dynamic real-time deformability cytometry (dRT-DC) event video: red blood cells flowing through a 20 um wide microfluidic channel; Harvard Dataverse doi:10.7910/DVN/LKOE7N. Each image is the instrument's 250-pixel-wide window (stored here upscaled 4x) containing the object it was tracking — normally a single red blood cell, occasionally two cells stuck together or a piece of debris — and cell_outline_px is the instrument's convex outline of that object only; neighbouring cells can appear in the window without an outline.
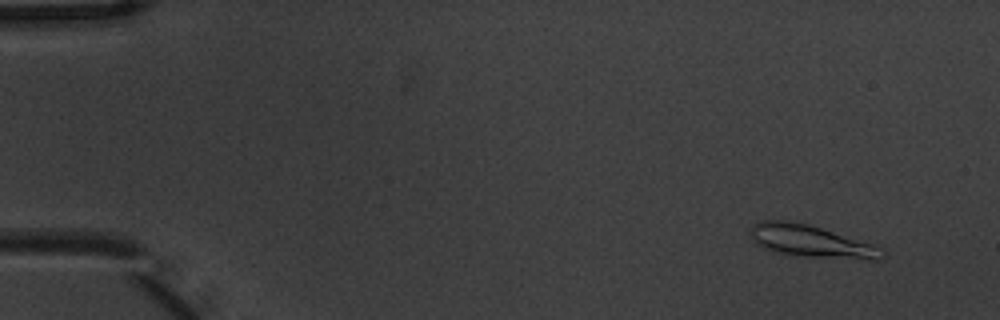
{"species": "common noctule bat (a hibernating species)", "species_latin": "Nyctalus noctula", "temperature_condition": "warm", "stored_images_in_passage": 5, "camera_frame_rate_fps": 3000, "um_per_image_px": 0.085, "animal": {"sex": "male", "body_mass_g": 20.1, "forearm_length_mm": 53.5}, "frame": {"image": 1, "passage_image": 1, "time_ms": 0.0, "image_size_px": [1000, 320], "cell_outline_px": [[888, 252], [880, 260], [872, 260], [808, 256], [772, 252], [756, 244], [752, 240], [748, 232], [752, 224], [760, 220], [788, 220], [808, 224], [872, 244], [884, 248]], "centroid_in_image_um": [68.91, 20.5], "position_along_channel_um": 16.1, "area_um2": 24.91}}
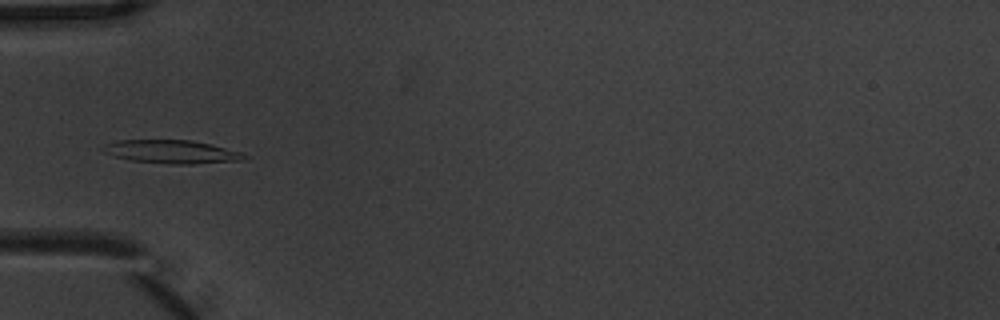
{"frame": {"image": 2, "passage_image": 5, "time_ms": 1.333, "image_size_px": [1000, 320], "cell_outline_px": [[248, 160], [192, 164], [172, 164], [128, 160], [112, 156], [104, 152], [104, 144], [116, 140], [192, 140], [240, 152], [248, 156]], "centroid_in_image_um": [14.58, 12.91], "position_along_channel_um": 70.4, "area_um2": 19.19}}